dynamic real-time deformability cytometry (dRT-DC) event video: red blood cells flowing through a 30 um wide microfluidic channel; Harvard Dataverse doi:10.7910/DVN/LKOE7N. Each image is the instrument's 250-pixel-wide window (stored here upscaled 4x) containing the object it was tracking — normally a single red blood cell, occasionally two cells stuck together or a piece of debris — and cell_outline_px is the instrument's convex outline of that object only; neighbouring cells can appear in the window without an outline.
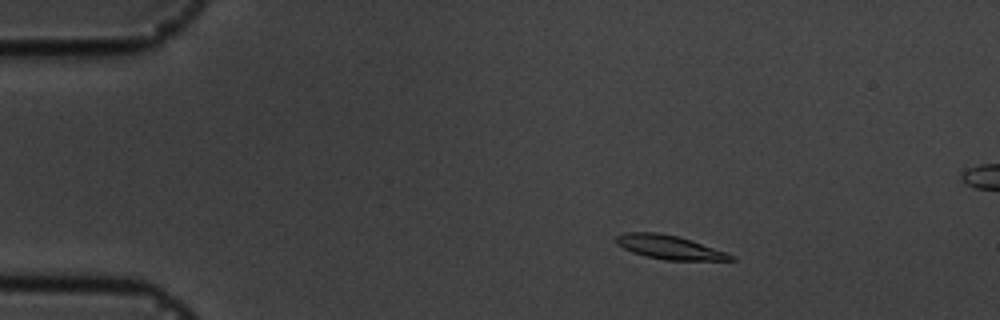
{"species": "common noctule bat (a hibernating species)", "species_latin": "Nyctalus noctula", "temperature_condition": "cold", "stored_images_in_passage": 56, "segment_of_instrument_passage": [1, 2], "camera_frame_rate_fps": 3000, "um_per_image_px": 0.085, "animal": {"sex": "male", "body_mass_g": 19.5, "forearm_length_mm": 54.6}, "frame": {"image": 1, "passage_image": 8, "time_ms": 2.333, "image_size_px": [1000, 320], "cell_outline_px": [[736, 260], [664, 260], [644, 256], [632, 252], [616, 244], [616, 236], [624, 232], [656, 232], [676, 236], [736, 256]], "centroid_in_image_um": [56.83, 21.02], "position_along_channel_um": 28.2, "area_um2": 15.61}}
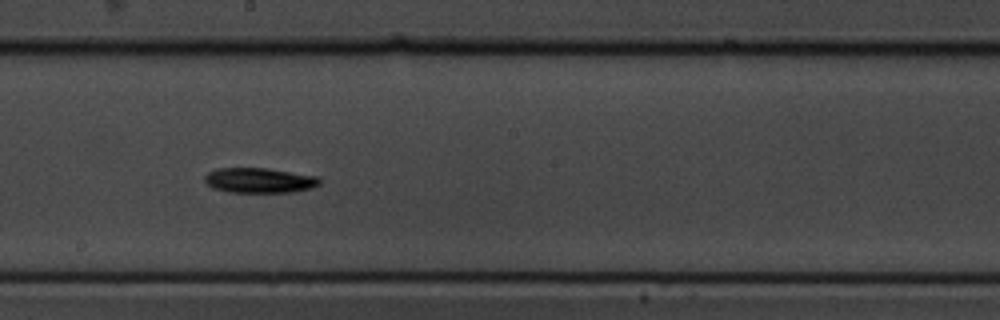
{"frame": {"image": 2, "passage_image": 30, "time_ms": 9.667, "image_size_px": [1000, 320], "cell_outline_px": [[320, 184], [312, 188], [296, 192], [228, 192], [212, 188], [204, 180], [204, 176], [208, 172], [216, 168], [268, 168], [316, 176], [320, 180]], "centroid_in_image_um": [22.03, 15.33], "position_along_channel_um": 226.2, "area_um2": 16.88}}
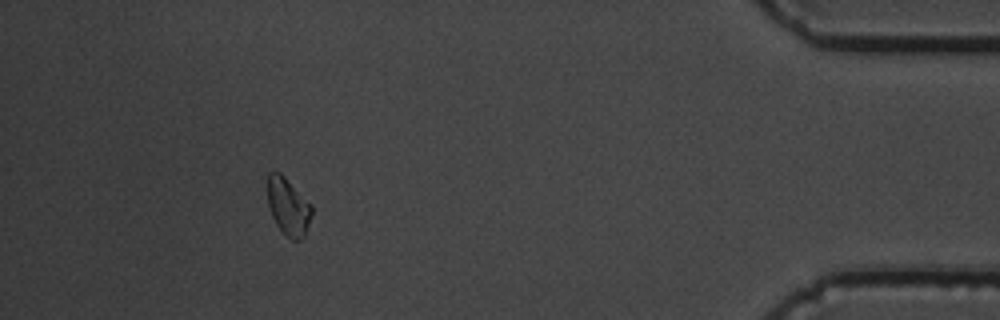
{"frame": {"image": 3, "passage_image": 50, "time_ms": 16.333, "image_size_px": [1000, 320], "cell_outline_px": [[312, 212], [304, 236], [300, 240], [292, 240], [276, 224], [272, 216], [268, 204], [268, 172], [280, 172], [312, 204]], "centroid_in_image_um": [24.5, 17.54], "position_along_channel_um": 410.7, "area_um2": 14.57}}